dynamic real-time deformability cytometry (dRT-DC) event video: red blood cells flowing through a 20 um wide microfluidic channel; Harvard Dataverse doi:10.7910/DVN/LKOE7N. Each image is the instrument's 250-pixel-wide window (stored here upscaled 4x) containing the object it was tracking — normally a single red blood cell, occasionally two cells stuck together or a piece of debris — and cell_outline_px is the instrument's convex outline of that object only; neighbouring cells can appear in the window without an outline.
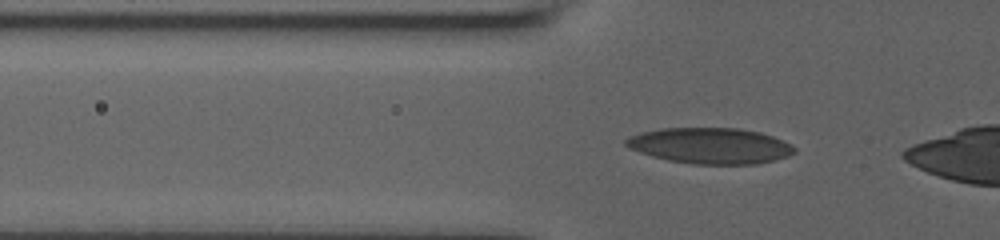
{"species": "human", "species_latin": "Homo sapiens", "temperature_condition": "room temperature", "stored_images_in_passage": 19, "camera_frame_rate_fps": 3000, "um_per_image_px": 0.085, "donor": {"sex": "male"}, "frame": {"image": 1, "passage_image": 15, "time_ms": 4.667, "image_size_px": [1000, 240], "cell_outline_px": [[796, 152], [788, 156], [776, 160], [756, 164], [692, 164], [668, 160], [652, 156], [628, 148], [624, 144], [624, 140], [628, 136], [640, 132], [660, 128], [740, 128], [760, 132], [772, 136], [792, 144], [796, 148]], "centroid_in_image_um": [60.37, 12.38], "position_along_channel_um": 65.4, "area_um2": 35.55}}
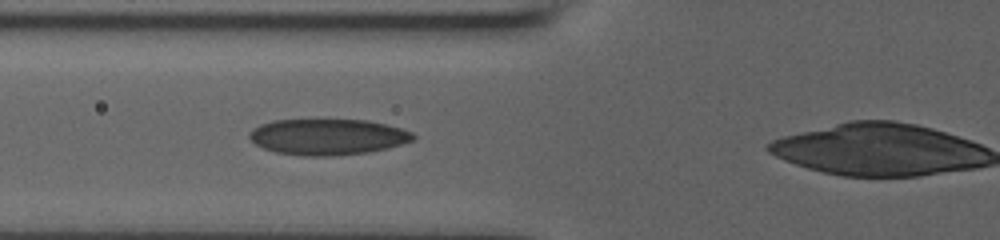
{"frame": {"image": 2, "passage_image": 18, "time_ms": 5.667, "image_size_px": [1000, 240], "cell_outline_px": [[416, 140], [388, 148], [368, 152], [332, 156], [300, 156], [276, 152], [264, 148], [256, 144], [248, 136], [248, 132], [252, 128], [260, 124], [272, 120], [368, 120], [400, 128], [412, 132], [416, 136]], "centroid_in_image_um": [27.85, 11.63], "position_along_channel_um": 98.0, "area_um2": 34.51}}